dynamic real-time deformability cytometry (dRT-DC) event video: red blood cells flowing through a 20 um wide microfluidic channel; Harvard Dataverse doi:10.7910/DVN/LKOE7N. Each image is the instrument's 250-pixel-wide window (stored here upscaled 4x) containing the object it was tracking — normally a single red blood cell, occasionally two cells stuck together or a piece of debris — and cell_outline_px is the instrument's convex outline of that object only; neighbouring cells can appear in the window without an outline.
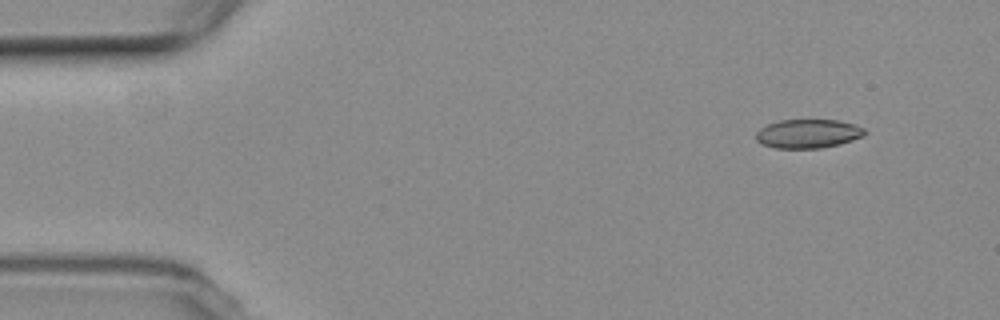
{"species": "common noctule bat (a hibernating species)", "species_latin": "Nyctalus noctula", "temperature_condition": "room temperature", "stored_images_in_passage": 4, "camera_frame_rate_fps": 3000, "um_per_image_px": 0.085, "animal": {"sex": "female", "body_mass_g": 19.3, "forearm_length_mm": 54.1}, "frame": {"image": 1, "passage_image": 1, "time_ms": 0.0, "image_size_px": [1000, 320], "cell_outline_px": [[868, 132], [864, 136], [840, 144], [820, 148], [776, 148], [760, 144], [756, 140], [756, 132], [760, 128], [768, 124], [780, 120], [836, 120], [856, 124], [864, 128]], "centroid_in_image_um": [68.7, 11.36], "position_along_channel_um": 16.3, "area_um2": 18.44}}